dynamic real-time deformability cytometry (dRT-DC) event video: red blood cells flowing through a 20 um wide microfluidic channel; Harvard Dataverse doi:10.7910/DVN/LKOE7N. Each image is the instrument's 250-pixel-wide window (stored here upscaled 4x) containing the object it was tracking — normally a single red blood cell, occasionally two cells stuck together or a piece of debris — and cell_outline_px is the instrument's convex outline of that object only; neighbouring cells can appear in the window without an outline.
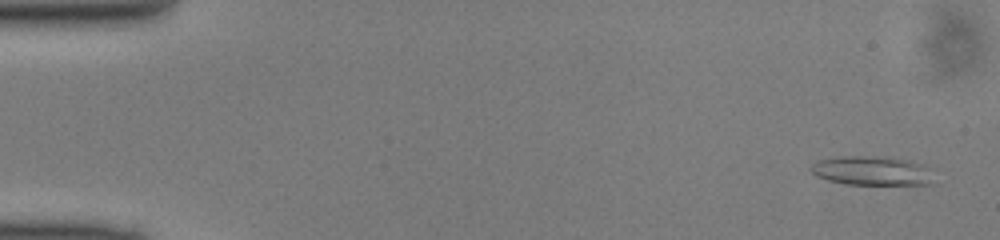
{"species": "common noctule bat (a hibernating species)", "species_latin": "Nyctalus noctula", "temperature_condition": "cold", "stored_images_in_passage": 49, "camera_frame_rate_fps": 3000, "um_per_image_px": 0.085, "animal": {"sex": "male", "body_mass_g": 13.0, "forearm_length_mm": 53.1}, "frame": {"image": 1, "passage_image": 2, "time_ms": 0.333, "image_size_px": [1000, 240], "cell_outline_px": [[936, 184], [844, 184], [828, 180], [816, 176], [808, 168], [816, 160], [832, 156], [888, 156], [908, 160], [924, 164]], "centroid_in_image_um": [74.06, 14.49], "position_along_channel_um": 10.9, "area_um2": 21.21}}
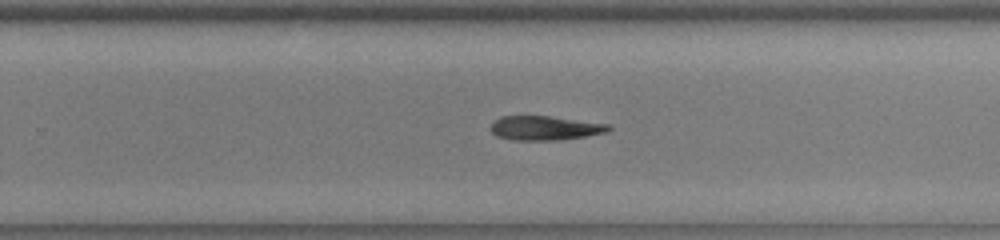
{"frame": {"image": 2, "passage_image": 31, "time_ms": 10.0, "image_size_px": [1000, 240], "cell_outline_px": [[612, 128], [608, 132], [560, 140], [512, 140], [496, 136], [492, 132], [492, 120], [500, 116], [552, 116], [608, 124]], "centroid_in_image_um": [46.3, 10.88], "position_along_channel_um": 283.5, "area_um2": 16.7}}
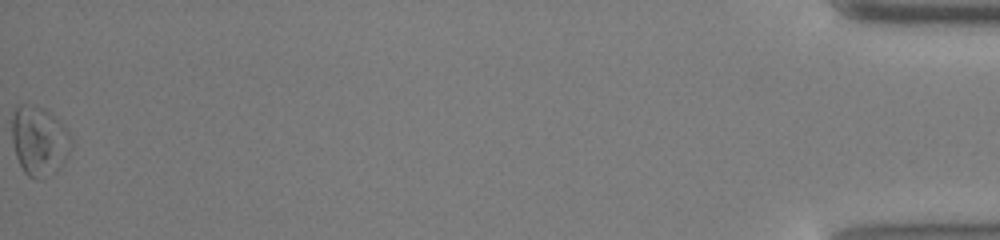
{"frame": {"image": 3, "passage_image": 49, "time_ms": 16.0, "image_size_px": [1000, 240], "cell_outline_px": [[72, 144], [68, 156], [56, 172], [36, 180], [28, 176], [24, 172], [16, 156], [12, 140], [12, 116], [16, 104], [20, 104], [44, 108], [68, 132]], "centroid_in_image_um": [3.3, 12.0], "position_along_channel_um": 431.9, "area_um2": 23.7}}